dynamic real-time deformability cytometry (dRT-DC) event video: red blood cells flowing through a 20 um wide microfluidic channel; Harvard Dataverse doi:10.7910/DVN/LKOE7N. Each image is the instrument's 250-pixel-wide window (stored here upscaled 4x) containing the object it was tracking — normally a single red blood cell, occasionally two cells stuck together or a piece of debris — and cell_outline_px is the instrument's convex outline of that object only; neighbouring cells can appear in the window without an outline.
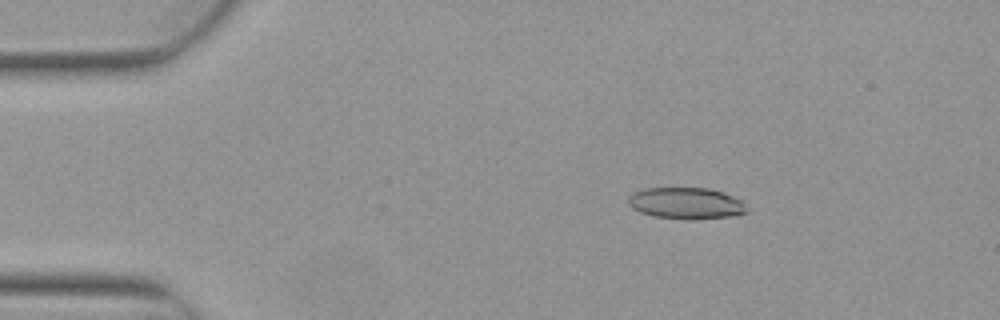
{"species": "Egyptian fruit bat (a non-hibernating species)", "species_latin": "Rousettus aegyptiacus", "temperature_condition": "warm", "stored_images_in_passage": 4, "camera_frame_rate_fps": 3000, "um_per_image_px": 0.085, "animal": {"sex": "female"}, "frame": {"image": 1, "passage_image": 3, "time_ms": 0.667, "image_size_px": [1000, 320], "cell_outline_px": [[748, 212], [736, 216], [688, 220], [652, 216], [640, 212], [632, 208], [628, 204], [628, 196], [632, 192], [644, 188], [708, 188], [724, 192], [740, 200]], "centroid_in_image_um": [58.28, 17.28], "position_along_channel_um": 26.7, "area_um2": 21.96}}